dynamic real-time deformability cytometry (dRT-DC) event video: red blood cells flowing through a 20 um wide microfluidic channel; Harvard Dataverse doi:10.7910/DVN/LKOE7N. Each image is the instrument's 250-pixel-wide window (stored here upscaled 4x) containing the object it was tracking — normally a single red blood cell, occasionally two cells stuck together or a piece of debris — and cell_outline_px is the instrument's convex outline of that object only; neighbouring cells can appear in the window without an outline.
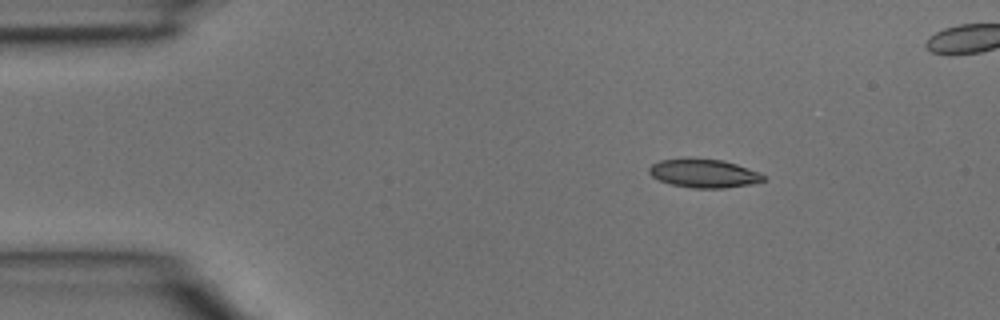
{"species": "common noctule bat (a hibernating species)", "species_latin": "Nyctalus noctula", "temperature_condition": "room temperature", "stored_images_in_passage": 3, "camera_frame_rate_fps": 3000, "um_per_image_px": 0.085, "animal": {"sex": "male", "body_mass_g": 15.6}, "frame": {"image": 1, "passage_image": 1, "time_ms": 0.0, "image_size_px": [1000, 320], "cell_outline_px": [[764, 180], [752, 184], [724, 188], [692, 188], [672, 184], [660, 180], [652, 176], [648, 172], [648, 168], [652, 164], [660, 160], [720, 160], [736, 164], [760, 172], [764, 176]], "centroid_in_image_um": [59.85, 14.76], "position_along_channel_um": 25.2, "area_um2": 18.44}}